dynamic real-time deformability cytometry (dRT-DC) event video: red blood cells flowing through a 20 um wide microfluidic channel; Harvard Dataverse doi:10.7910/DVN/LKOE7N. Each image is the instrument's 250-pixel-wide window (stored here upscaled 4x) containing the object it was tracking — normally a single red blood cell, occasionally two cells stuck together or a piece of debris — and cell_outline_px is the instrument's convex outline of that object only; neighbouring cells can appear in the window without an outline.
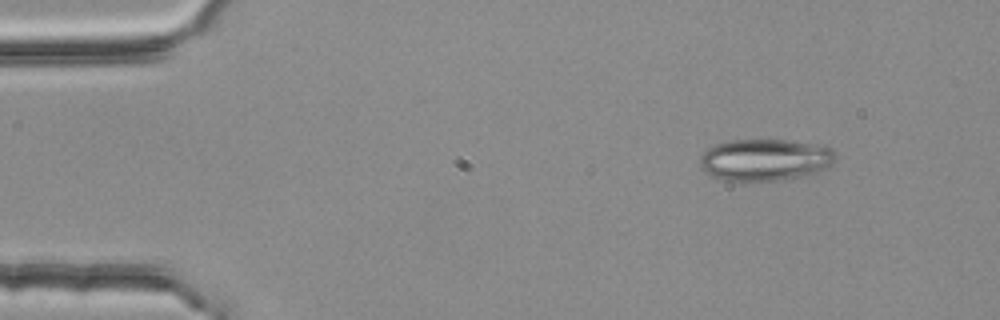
{"species": "common noctule bat (a hibernating species)", "species_latin": "Nyctalus noctula", "temperature_condition": "room temperature", "stored_images_in_passage": 11, "camera_frame_rate_fps": 3000, "um_per_image_px": 0.085, "animal": {"sex": "female", "body_mass_g": 25.1}, "frame": {"image": 1, "passage_image": 1, "time_ms": 0.0, "image_size_px": [1000, 320], "cell_outline_px": [[836, 160], [828, 168], [804, 176], [776, 180], [724, 180], [712, 176], [704, 172], [700, 168], [700, 156], [708, 148], [716, 144], [732, 140], [792, 140], [824, 144], [832, 148], [836, 156]], "centroid_in_image_um": [65.08, 13.56], "position_along_channel_um": 19.9, "area_um2": 33.35}}